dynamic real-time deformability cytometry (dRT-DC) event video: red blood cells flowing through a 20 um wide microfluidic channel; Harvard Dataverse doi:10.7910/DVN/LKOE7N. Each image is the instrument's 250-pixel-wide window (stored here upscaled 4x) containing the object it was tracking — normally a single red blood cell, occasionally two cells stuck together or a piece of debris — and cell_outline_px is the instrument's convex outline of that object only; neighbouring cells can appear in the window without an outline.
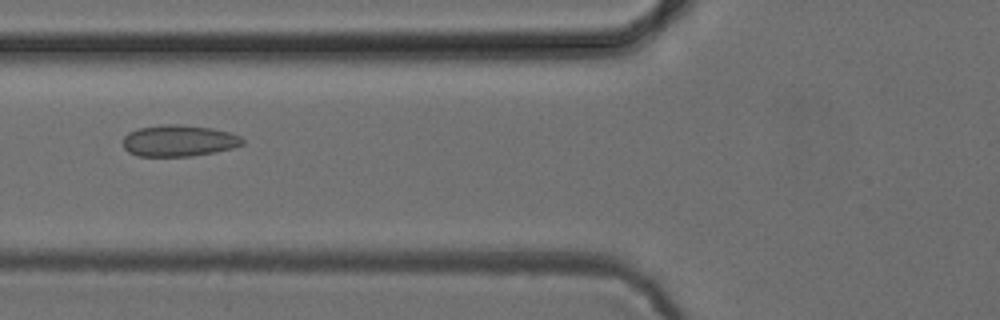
{"species": "common noctule bat (a hibernating species)", "species_latin": "Nyctalus noctula", "temperature_condition": "cold", "stored_images_in_passage": 44, "camera_frame_rate_fps": 3000, "um_per_image_px": 0.085, "animal": {"sex": "female", "body_mass_g": 24.6, "forearm_length_mm": 56.2}, "frame": {"image": 1, "passage_image": 12, "time_ms": 3.667, "image_size_px": [1000, 320], "cell_outline_px": [[244, 144], [232, 148], [216, 152], [192, 156], [136, 156], [128, 152], [124, 148], [124, 136], [128, 132], [140, 128], [164, 124], [180, 124], [212, 128], [228, 132], [240, 136], [244, 140]], "centroid_in_image_um": [15.2, 11.96], "position_along_channel_um": 110.6, "area_um2": 21.96}}
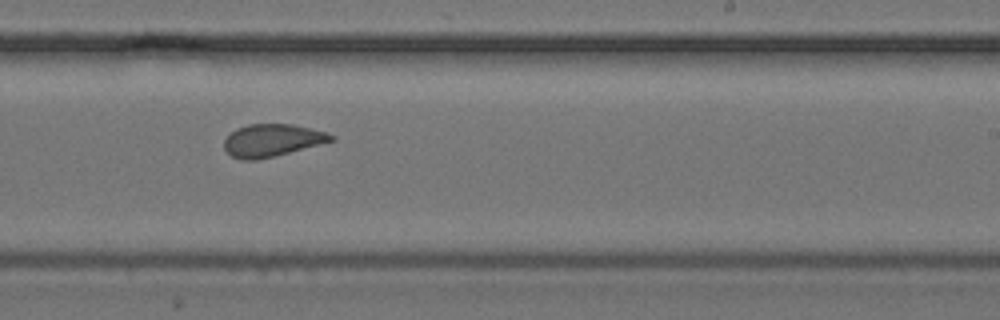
{"frame": {"image": 2, "passage_image": 24, "time_ms": 7.667, "image_size_px": [1000, 320], "cell_outline_px": [[336, 140], [256, 160], [240, 160], [232, 156], [224, 148], [224, 140], [236, 128], [248, 124], [292, 124], [328, 132], [336, 136]], "centroid_in_image_um": [23.14, 11.91], "position_along_channel_um": 265.9, "area_um2": 20.11}}
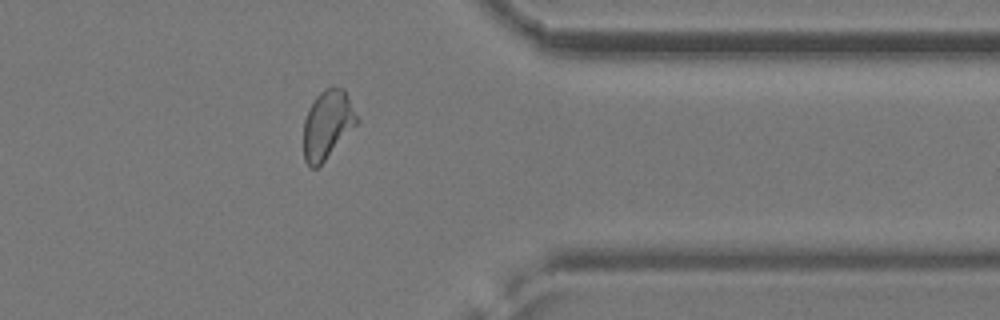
{"frame": {"image": 3, "passage_image": 34, "time_ms": 11.0, "image_size_px": [1000, 320], "cell_outline_px": [[360, 120], [324, 160], [316, 168], [312, 168], [304, 160], [304, 120], [308, 108], [316, 96], [324, 88], [332, 84], [344, 88]], "centroid_in_image_um": [27.83, 10.51], "position_along_channel_um": 383.6, "area_um2": 21.27}, "authors_computed_cell_mechanics": {"area_um2": 21.2704, "velocity_mm_per_s": 3.8717, "shape_relaxation_time_tau1_ms": null, "shape_relaxation_time_tau2_ms": 1.3851, "deformation_change_tau1": null, "deformation_change_tau2": 0.0549}}